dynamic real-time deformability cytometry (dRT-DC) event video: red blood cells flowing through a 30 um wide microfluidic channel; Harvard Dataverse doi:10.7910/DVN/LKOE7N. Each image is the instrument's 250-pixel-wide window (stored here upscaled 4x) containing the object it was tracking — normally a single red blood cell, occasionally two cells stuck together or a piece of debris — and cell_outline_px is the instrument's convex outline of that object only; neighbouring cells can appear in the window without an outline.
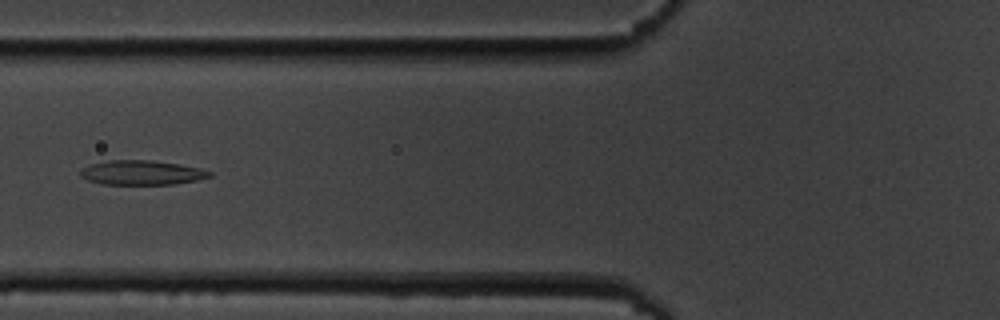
{"species": "common noctule bat (a hibernating species)", "species_latin": "Nyctalus noctula", "temperature_condition": "cold", "stored_images_in_passage": 15, "camera_frame_rate_fps": 3000, "um_per_image_px": 0.085, "animal": {"sex": "male", "body_mass_g": 19.5, "forearm_length_mm": 54.6}, "frame": {"image": 1, "passage_image": 6, "time_ms": 6.667, "image_size_px": [1000, 320], "cell_outline_px": [[212, 176], [196, 180], [172, 184], [104, 184], [88, 180], [80, 176], [80, 172], [84, 168], [92, 164], [108, 160], [148, 160], [180, 164], [200, 168], [212, 172]], "centroid_in_image_um": [12.07, 14.67], "position_along_channel_um": 113.7, "area_um2": 18.21}}
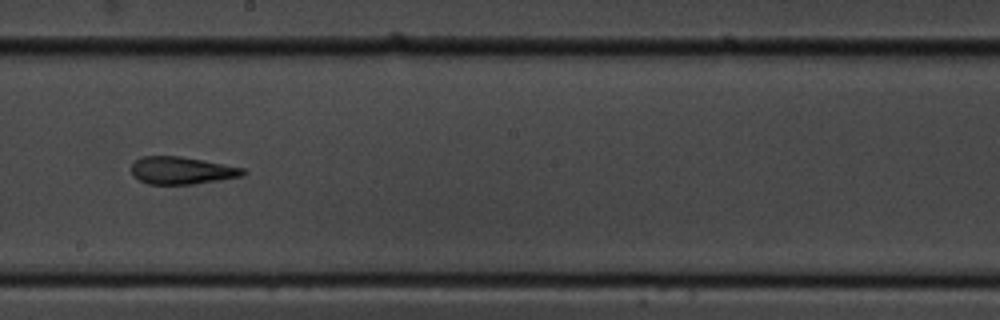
{"frame": {"image": 2, "passage_image": 9, "time_ms": 10.0, "image_size_px": [1000, 320], "cell_outline_px": [[244, 172], [240, 176], [192, 184], [148, 184], [132, 176], [132, 164], [140, 156], [180, 156], [204, 160], [244, 168]], "centroid_in_image_um": [15.38, 14.48], "position_along_channel_um": 232.8, "area_um2": 17.63}}
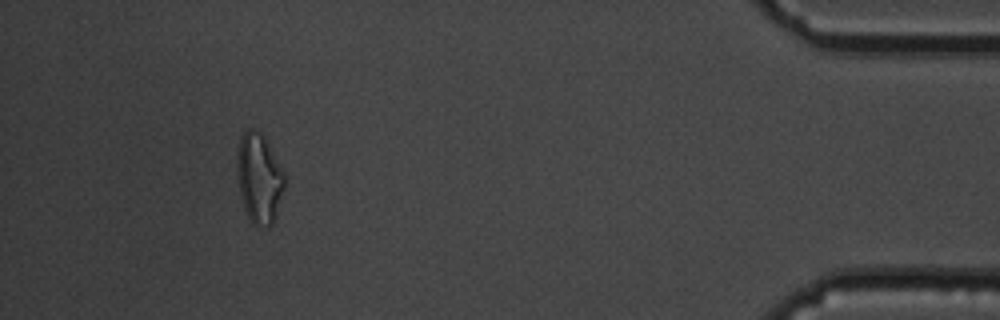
{"frame": {"image": 3, "passage_image": 14, "time_ms": 16.667, "image_size_px": [1000, 320], "cell_outline_px": [[284, 188], [272, 224], [268, 228], [256, 228], [252, 224], [244, 208], [240, 192], [236, 168], [236, 156], [240, 136], [248, 128], [252, 128], [260, 132], [264, 136], [284, 172]], "centroid_in_image_um": [22.0, 15.15], "position_along_channel_um": 413.2, "area_um2": 24.97}}